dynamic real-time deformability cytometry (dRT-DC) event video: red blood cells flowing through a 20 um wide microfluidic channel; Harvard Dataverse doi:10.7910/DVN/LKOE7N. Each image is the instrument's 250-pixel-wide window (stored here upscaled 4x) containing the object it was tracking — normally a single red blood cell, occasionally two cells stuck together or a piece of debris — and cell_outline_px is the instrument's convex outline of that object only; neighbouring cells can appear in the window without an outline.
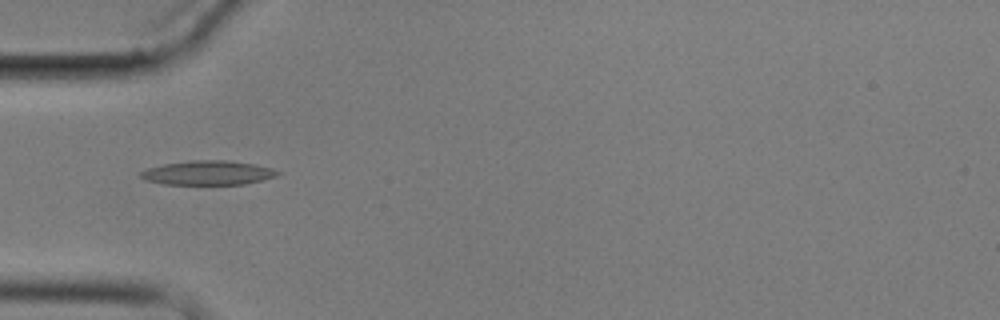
{"species": "common noctule bat (a hibernating species)", "species_latin": "Nyctalus noctula", "temperature_condition": "cold", "stored_images_in_passage": 9, "camera_frame_rate_fps": 3000, "um_per_image_px": 0.085, "animal": {"sex": "male", "body_mass_g": 17.9}, "frame": {"image": 1, "passage_image": 3, "time_ms": 2.667, "image_size_px": [1000, 320], "cell_outline_px": [[280, 172], [276, 176], [264, 180], [244, 184], [164, 184], [144, 180], [140, 176], [140, 172], [148, 168], [164, 164], [192, 160], [228, 160], [256, 164], [272, 168]], "centroid_in_image_um": [17.69, 14.68], "position_along_channel_um": 67.3, "area_um2": 19.36}}
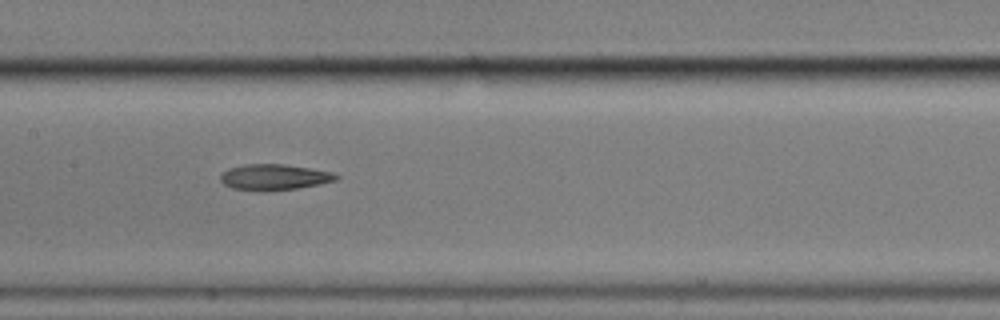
{"frame": {"image": 2, "passage_image": 6, "time_ms": 6.0, "image_size_px": [1000, 320], "cell_outline_px": [[340, 176], [336, 180], [320, 184], [296, 188], [232, 188], [224, 184], [220, 180], [220, 172], [228, 168], [244, 164], [284, 164], [332, 172]], "centroid_in_image_um": [23.3, 15.0], "position_along_channel_um": 184.1, "area_um2": 16.65}}
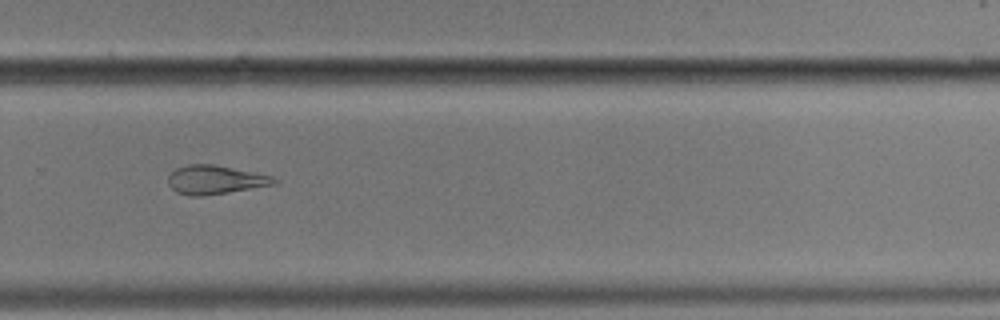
{"frame": {"image": 3, "passage_image": 9, "time_ms": 9.667, "image_size_px": [1000, 320], "cell_outline_px": [[280, 180], [276, 184], [204, 196], [188, 196], [176, 192], [168, 184], [168, 176], [176, 168], [188, 164], [212, 164], [272, 176]], "centroid_in_image_um": [18.27, 15.29], "position_along_channel_um": 311.5, "area_um2": 17.69}}